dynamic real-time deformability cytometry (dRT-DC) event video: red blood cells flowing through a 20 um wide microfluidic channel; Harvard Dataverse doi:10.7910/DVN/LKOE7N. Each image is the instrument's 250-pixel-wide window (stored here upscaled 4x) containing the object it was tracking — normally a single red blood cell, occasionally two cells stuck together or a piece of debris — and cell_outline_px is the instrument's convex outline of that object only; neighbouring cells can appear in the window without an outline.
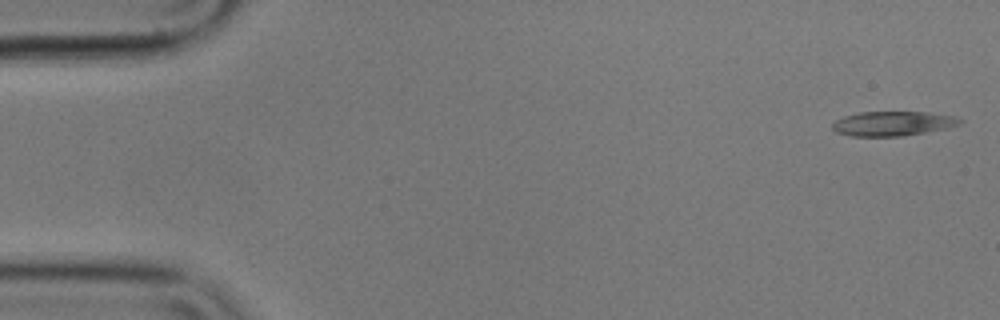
{"species": "common noctule bat (a hibernating species)", "species_latin": "Nyctalus noctula", "temperature_condition": "cold", "stored_images_in_passage": 55, "camera_frame_rate_fps": 3000, "um_per_image_px": 0.085, "animal": {"sex": "male", "body_mass_g": 17.9}, "frame": {"image": 1, "passage_image": 1, "time_ms": 0.0, "image_size_px": [1000, 320], "cell_outline_px": [[964, 120], [960, 124], [948, 128], [904, 136], [848, 136], [836, 132], [832, 128], [832, 124], [836, 120], [844, 116], [860, 112], [928, 112], [956, 116]], "centroid_in_image_um": [75.91, 10.5], "position_along_channel_um": 9.1, "area_um2": 18.38}}
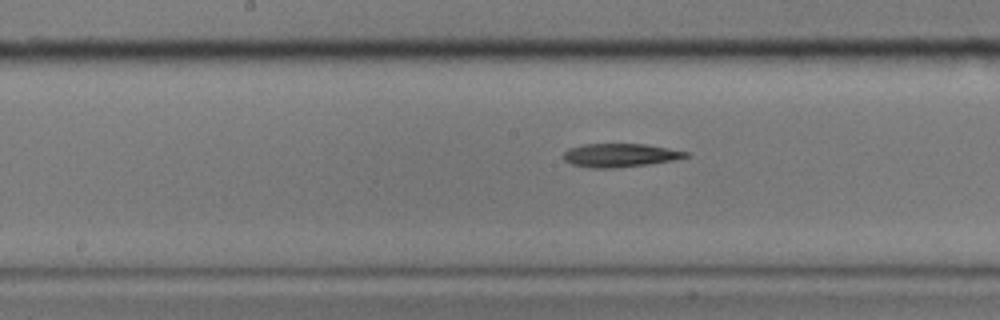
{"frame": {"image": 2, "passage_image": 27, "time_ms": 8.667, "image_size_px": [1000, 320], "cell_outline_px": [[692, 156], [676, 160], [648, 164], [616, 168], [592, 168], [572, 164], [564, 160], [564, 152], [568, 148], [584, 144], [644, 144], [692, 152]], "centroid_in_image_um": [52.77, 13.2], "position_along_channel_um": 195.4, "area_um2": 16.94}}
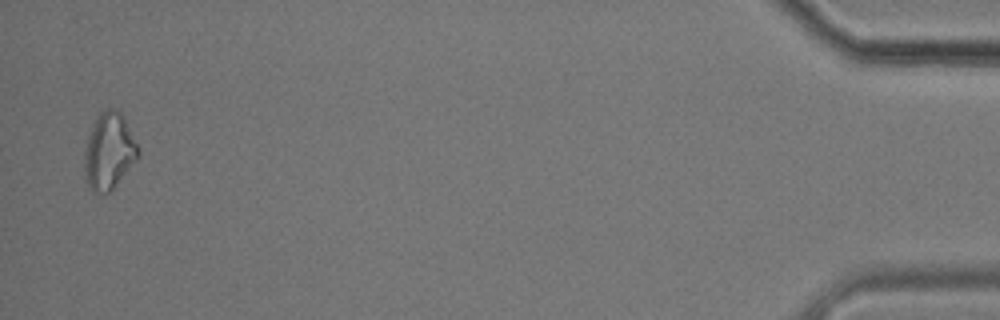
{"frame": {"image": 3, "passage_image": 54, "time_ms": 17.667, "image_size_px": [1000, 320], "cell_outline_px": [[140, 156], [116, 184], [108, 192], [92, 192], [88, 188], [84, 176], [84, 152], [88, 136], [100, 112], [104, 108], [116, 108], [124, 116], [140, 148]], "centroid_in_image_um": [9.27, 12.84], "position_along_channel_um": 425.9, "area_um2": 24.1}, "authors_computed_cell_mechanics": {"area_um2": 18.2648, "velocity_mm_per_s": 3.5418, "shape_relaxation_time_tau1_ms": null, "shape_relaxation_time_tau2_ms": 6.6245, "deformation_change_tau1": null, "deformation_change_tau2": 0.2309}}